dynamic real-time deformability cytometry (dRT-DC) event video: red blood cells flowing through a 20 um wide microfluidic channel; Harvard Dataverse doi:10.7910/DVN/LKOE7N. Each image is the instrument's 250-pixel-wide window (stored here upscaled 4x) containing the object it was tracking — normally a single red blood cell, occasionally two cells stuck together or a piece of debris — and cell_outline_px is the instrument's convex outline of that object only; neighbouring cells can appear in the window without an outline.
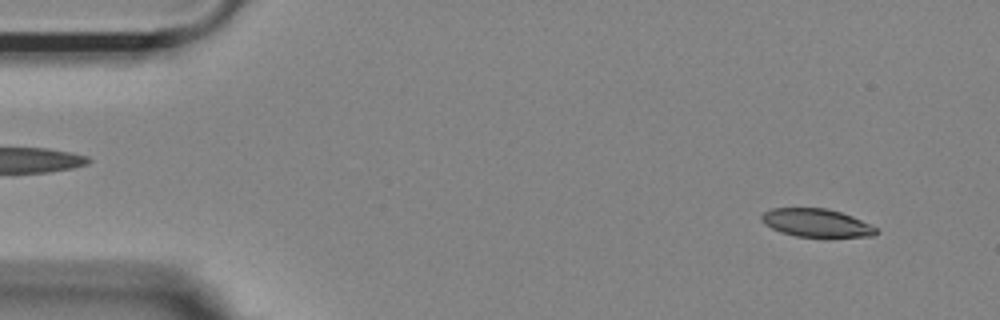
{"species": "Egyptian fruit bat (a non-hibernating species)", "species_latin": "Rousettus aegyptiacus", "temperature_condition": "room temperature", "stored_images_in_passage": 53, "camera_frame_rate_fps": 3000, "um_per_image_px": 0.085, "animal": {"sex": "female"}, "frame": {"image": 1, "passage_image": 4, "time_ms": 1.0, "image_size_px": [1000, 320], "cell_outline_px": [[880, 232], [876, 236], [796, 236], [780, 232], [764, 224], [760, 220], [760, 216], [764, 212], [772, 208], [828, 208], [852, 216], [876, 228]], "centroid_in_image_um": [69.36, 18.93], "position_along_channel_um": 15.6, "area_um2": 18.61}}
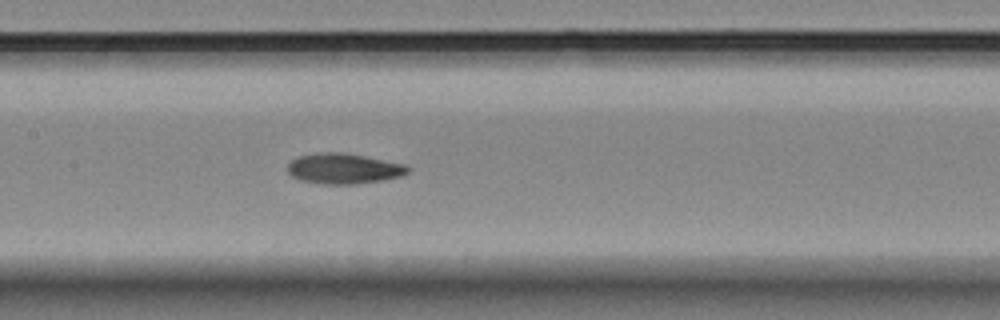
{"frame": {"image": 2, "passage_image": 25, "time_ms": 8.0, "image_size_px": [1000, 320], "cell_outline_px": [[408, 172], [400, 176], [384, 180], [356, 184], [324, 184], [300, 180], [292, 176], [288, 172], [288, 164], [296, 156], [320, 152], [340, 152], [364, 156], [404, 164], [408, 168]], "centroid_in_image_um": [29.17, 14.33], "position_along_channel_um": 178.2, "area_um2": 21.21}}
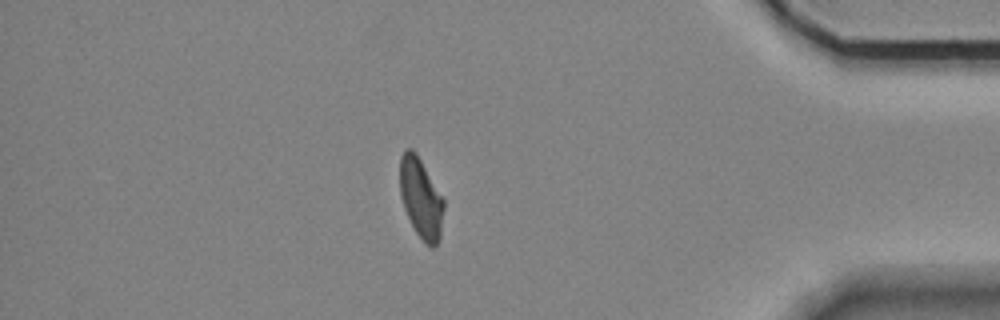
{"frame": {"image": 3, "passage_image": 46, "time_ms": 15.0, "image_size_px": [1000, 320], "cell_outline_px": [[444, 208], [440, 240], [432, 248], [416, 232], [404, 208], [400, 196], [400, 156], [408, 148], [412, 148], [416, 152], [444, 200]], "centroid_in_image_um": [35.78, 16.83], "position_along_channel_um": 399.4, "area_um2": 20.23}, "authors_computed_cell_mechanics": {"area_um2": 20.7502, "velocity_mm_per_s": 3.6898, "shape_relaxation_time_tau1_ms": 6.1019, "shape_relaxation_time_tau2_ms": 3.2288, "deformation_change_tau1": 0.1562, "deformation_change_tau2": 0.0894}}